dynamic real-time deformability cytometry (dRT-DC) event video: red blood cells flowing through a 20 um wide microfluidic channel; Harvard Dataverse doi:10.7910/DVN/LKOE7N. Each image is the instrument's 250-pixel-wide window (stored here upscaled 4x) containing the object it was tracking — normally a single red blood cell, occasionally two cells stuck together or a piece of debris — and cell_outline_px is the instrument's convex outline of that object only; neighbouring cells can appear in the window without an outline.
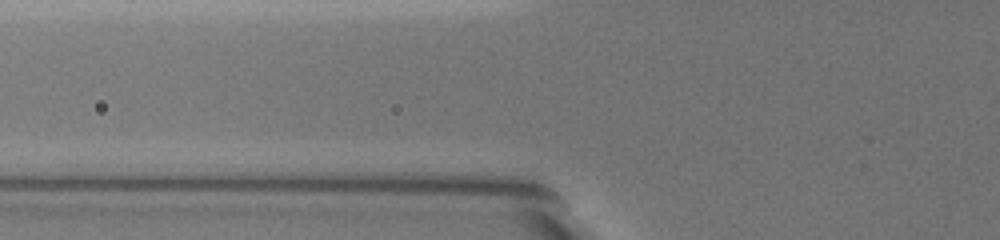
{"species": "common noctule bat (a hibernating species)", "species_latin": "Nyctalus noctula", "temperature_condition": "warm", "stored_images_in_passage": 3, "camera_frame_rate_fps": 3000, "um_per_image_px": 0.085, "animal": {"sex": "female", "body_mass_g": 19.5, "forearm_length_mm": 54.1}, "frame": {"image": 1, "passage_image": 3, "time_ms": 0.667, "image_size_px": [1000, 240], "cell_outline_px": [[748, 196], [744, 216], [736, 216], [680, 164], [668, 140], [664, 128], [668, 116], [676, 120], [740, 176]], "centroid_in_image_um": [60.12, 14.26], "position_along_channel_um": 65.7, "area_um2": 22.83}}